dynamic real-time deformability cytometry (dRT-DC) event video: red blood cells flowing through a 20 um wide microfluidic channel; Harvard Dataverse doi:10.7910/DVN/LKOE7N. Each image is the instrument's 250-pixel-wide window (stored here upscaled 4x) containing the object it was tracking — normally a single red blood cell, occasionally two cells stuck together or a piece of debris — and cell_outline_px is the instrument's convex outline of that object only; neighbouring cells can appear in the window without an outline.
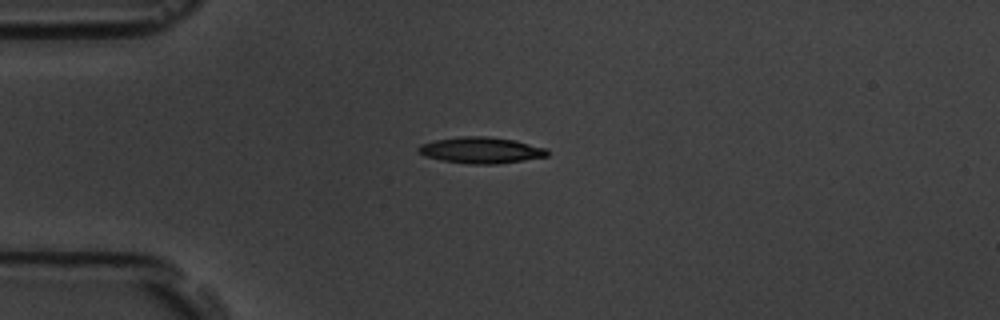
{"species": "common noctule bat (a hibernating species)", "species_latin": "Nyctalus noctula", "temperature_condition": "room temperature", "stored_images_in_passage": 4, "camera_frame_rate_fps": 3000, "um_per_image_px": 0.085, "animal": {"sex": "male", "body_mass_g": 19.5, "forearm_length_mm": 54.6}, "frame": {"image": 1, "passage_image": 4, "time_ms": 3.667, "image_size_px": [1000, 320], "cell_outline_px": [[548, 156], [524, 160], [496, 164], [468, 164], [444, 160], [428, 156], [420, 152], [416, 148], [420, 144], [436, 140], [460, 136], [484, 136], [516, 140], [548, 148]], "centroid_in_image_um": [40.94, 12.76], "position_along_channel_um": 44.1, "area_um2": 19.59}}